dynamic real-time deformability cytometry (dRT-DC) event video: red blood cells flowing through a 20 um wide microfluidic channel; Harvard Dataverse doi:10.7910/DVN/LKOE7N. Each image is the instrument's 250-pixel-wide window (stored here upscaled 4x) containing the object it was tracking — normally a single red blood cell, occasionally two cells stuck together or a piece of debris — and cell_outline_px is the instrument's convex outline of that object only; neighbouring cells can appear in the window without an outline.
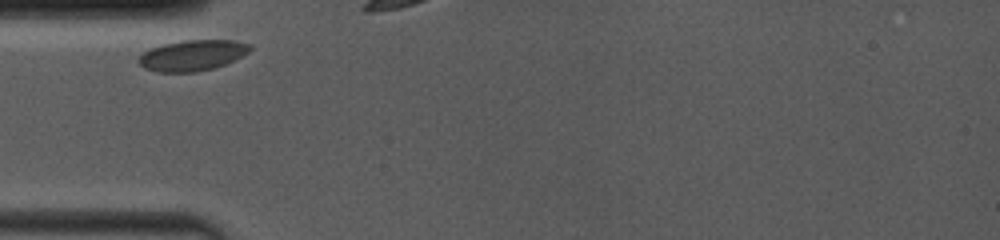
{"species": "common noctule bat (a hibernating species)", "species_latin": "Nyctalus noctula", "temperature_condition": "room temperature", "stored_images_in_passage": 3, "camera_frame_rate_fps": 4000, "um_per_image_px": 0.085, "animal": {"sex": "female", "body_mass_g": 19.0, "forearm_length_mm": 53.3}, "frame": {"image": 1, "passage_image": 1, "time_ms": 0.0, "image_size_px": [1000, 240], "cell_outline_px": [[252, 48], [248, 52], [224, 64], [212, 68], [196, 72], [156, 72], [144, 68], [136, 60], [144, 52], [152, 48], [164, 44], [184, 40], [232, 40], [252, 44]], "centroid_in_image_um": [16.33, 4.7], "position_along_channel_um": 68.7, "area_um2": 19.77}}